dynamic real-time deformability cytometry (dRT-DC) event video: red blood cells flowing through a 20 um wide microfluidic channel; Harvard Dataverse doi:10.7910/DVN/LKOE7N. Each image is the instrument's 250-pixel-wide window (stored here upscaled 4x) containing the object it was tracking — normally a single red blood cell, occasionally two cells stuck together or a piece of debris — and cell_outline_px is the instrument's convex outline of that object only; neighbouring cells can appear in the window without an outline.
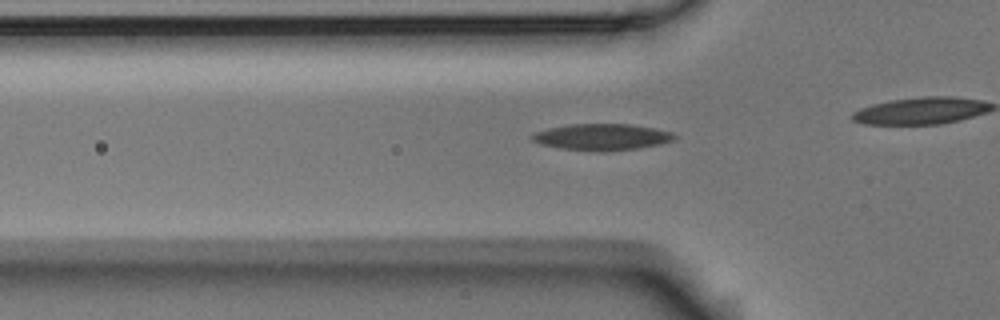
{"species": "Egyptian fruit bat (a non-hibernating species)", "species_latin": "Rousettus aegyptiacus", "temperature_condition": "room temperature", "stored_images_in_passage": 33, "camera_frame_rate_fps": 3000, "um_per_image_px": 0.085, "animal": {"sex": "male"}, "frame": {"image": 1, "passage_image": 9, "time_ms": 2.667, "image_size_px": [1000, 320], "cell_outline_px": [[680, 136], [672, 140], [660, 144], [640, 148], [604, 152], [560, 148], [540, 144], [532, 140], [528, 136], [536, 132], [548, 128], [568, 124], [632, 124], [656, 128], [672, 132]], "centroid_in_image_um": [51.18, 11.64], "position_along_channel_um": 74.6, "area_um2": 22.2}}
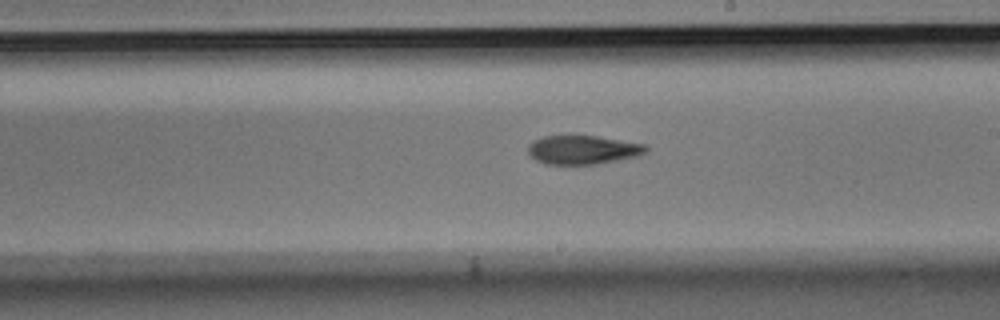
{"frame": {"image": 2, "passage_image": 22, "time_ms": 7.0, "image_size_px": [1000, 320], "cell_outline_px": [[648, 152], [636, 156], [596, 164], [544, 164], [536, 160], [528, 152], [528, 144], [532, 140], [544, 136], [572, 132], [644, 144], [648, 148]], "centroid_in_image_um": [49.47, 12.68], "position_along_channel_um": 239.5, "area_um2": 20.4}}
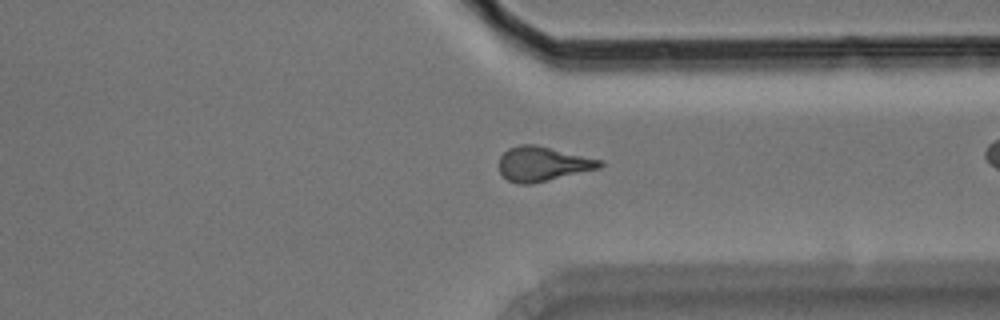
{"frame": {"image": 3, "passage_image": 32, "time_ms": 10.333, "image_size_px": [1000, 320], "cell_outline_px": [[604, 164], [600, 168], [532, 184], [520, 184], [508, 180], [500, 172], [500, 156], [508, 148], [520, 144], [536, 144], [604, 160]], "centroid_in_image_um": [46.16, 13.92], "position_along_channel_um": 365.2, "area_um2": 20.4}}